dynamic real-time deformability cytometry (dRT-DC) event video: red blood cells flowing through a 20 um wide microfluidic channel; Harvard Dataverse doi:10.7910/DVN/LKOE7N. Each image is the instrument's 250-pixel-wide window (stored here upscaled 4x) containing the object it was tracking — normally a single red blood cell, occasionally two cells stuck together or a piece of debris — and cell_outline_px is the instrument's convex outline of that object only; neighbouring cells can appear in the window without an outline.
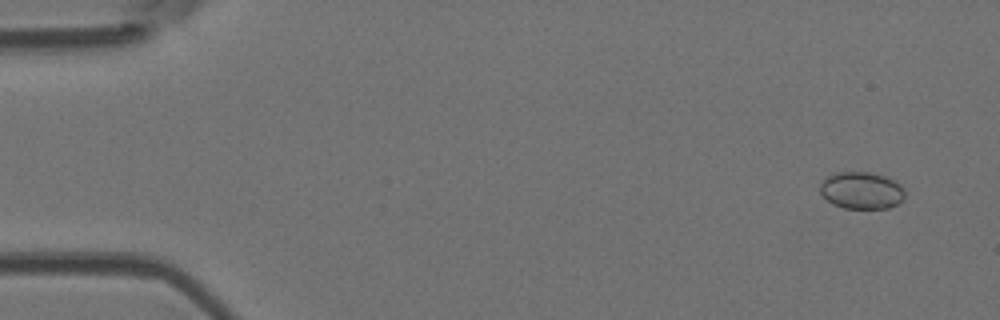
{"species": "Egyptian fruit bat (a non-hibernating species)", "species_latin": "Rousettus aegyptiacus", "temperature_condition": "room temperature", "stored_images_in_passage": 4, "camera_frame_rate_fps": 3000, "um_per_image_px": 0.085, "animal": {"sex": "female"}, "frame": {"image": 1, "passage_image": 1, "time_ms": 0.0, "image_size_px": [1000, 320], "cell_outline_px": [[904, 200], [888, 208], [844, 208], [832, 204], [820, 192], [820, 184], [832, 172], [872, 172], [884, 176], [900, 184], [904, 188]], "centroid_in_image_um": [73.23, 16.18], "position_along_channel_um": 11.8, "area_um2": 18.32}}
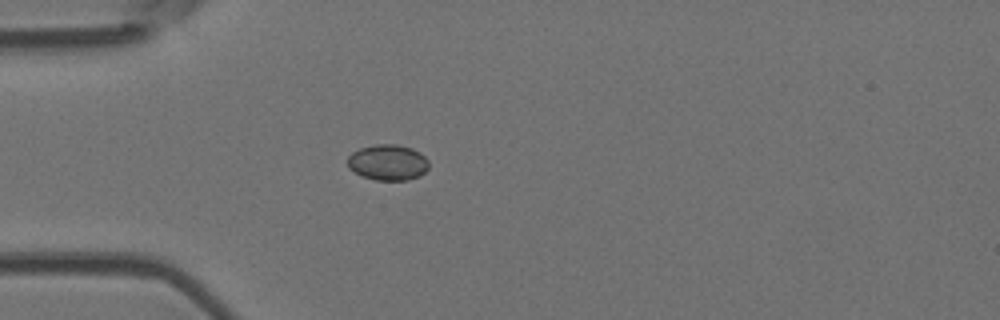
{"frame": {"image": 2, "passage_image": 4, "time_ms": 4.0, "image_size_px": [1000, 320], "cell_outline_px": [[428, 168], [420, 176], [408, 180], [376, 180], [364, 176], [348, 168], [348, 156], [352, 152], [360, 148], [376, 144], [396, 144], [412, 148], [420, 152], [428, 160]], "centroid_in_image_um": [32.98, 13.8], "position_along_channel_um": 52.0, "area_um2": 16.94}}